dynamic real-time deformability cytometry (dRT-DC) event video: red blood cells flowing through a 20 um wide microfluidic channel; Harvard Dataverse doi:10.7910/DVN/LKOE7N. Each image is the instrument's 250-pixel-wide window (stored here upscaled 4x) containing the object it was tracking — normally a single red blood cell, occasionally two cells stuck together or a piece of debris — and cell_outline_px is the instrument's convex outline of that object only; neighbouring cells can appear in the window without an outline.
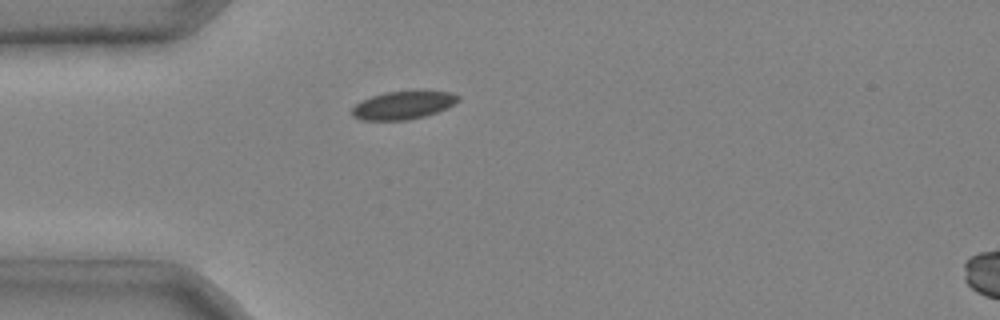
{"species": "common noctule bat (a hibernating species)", "species_latin": "Nyctalus noctula", "temperature_condition": "cold", "stored_images_in_passage": 2, "segment_of_instrument_passage": [1, 2], "camera_frame_rate_fps": 3000, "um_per_image_px": 0.085, "animal": {"sex": "male", "body_mass_g": 20.4}, "frame": {"image": 1, "passage_image": 1, "time_ms": 0.0, "image_size_px": [1000, 320], "cell_outline_px": [[460, 100], [436, 112], [424, 116], [408, 120], [360, 120], [352, 116], [352, 108], [356, 104], [372, 96], [384, 92], [420, 88], [424, 88], [452, 92], [460, 96]], "centroid_in_image_um": [34.31, 8.88], "position_along_channel_um": 50.7, "area_um2": 17.98}}